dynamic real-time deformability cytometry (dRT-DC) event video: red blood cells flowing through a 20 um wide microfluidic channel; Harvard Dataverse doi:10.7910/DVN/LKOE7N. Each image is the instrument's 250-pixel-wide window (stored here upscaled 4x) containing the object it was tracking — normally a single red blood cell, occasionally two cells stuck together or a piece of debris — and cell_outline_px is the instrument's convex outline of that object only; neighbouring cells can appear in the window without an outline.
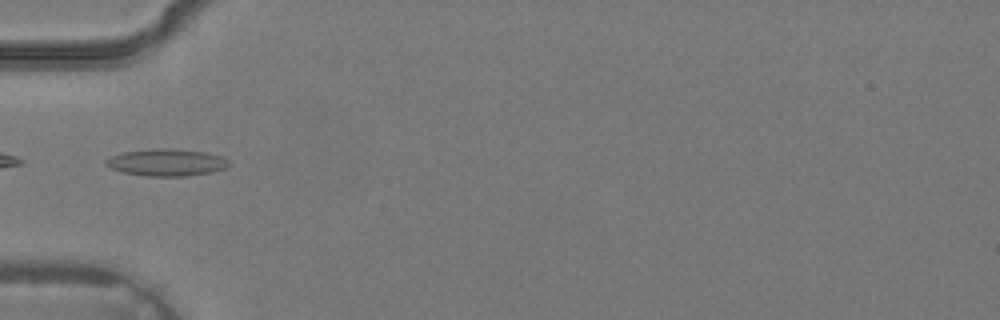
{"species": "common noctule bat (a hibernating species)", "species_latin": "Nyctalus noctula", "temperature_condition": "warm", "stored_images_in_passage": 3, "camera_frame_rate_fps": 3000, "um_per_image_px": 0.085, "animal": {"sex": "male", "body_mass_g": 19.2, "forearm_length_mm": 51.8}, "frame": {"image": 1, "passage_image": 3, "time_ms": 0.667, "image_size_px": [1000, 320], "cell_outline_px": [[232, 164], [228, 168], [212, 172], [188, 176], [148, 176], [124, 172], [112, 168], [104, 164], [104, 160], [112, 156], [124, 152], [156, 148], [168, 148], [204, 152], [224, 156]], "centroid_in_image_um": [14.23, 13.81], "position_along_channel_um": 70.8, "area_um2": 19.48}}